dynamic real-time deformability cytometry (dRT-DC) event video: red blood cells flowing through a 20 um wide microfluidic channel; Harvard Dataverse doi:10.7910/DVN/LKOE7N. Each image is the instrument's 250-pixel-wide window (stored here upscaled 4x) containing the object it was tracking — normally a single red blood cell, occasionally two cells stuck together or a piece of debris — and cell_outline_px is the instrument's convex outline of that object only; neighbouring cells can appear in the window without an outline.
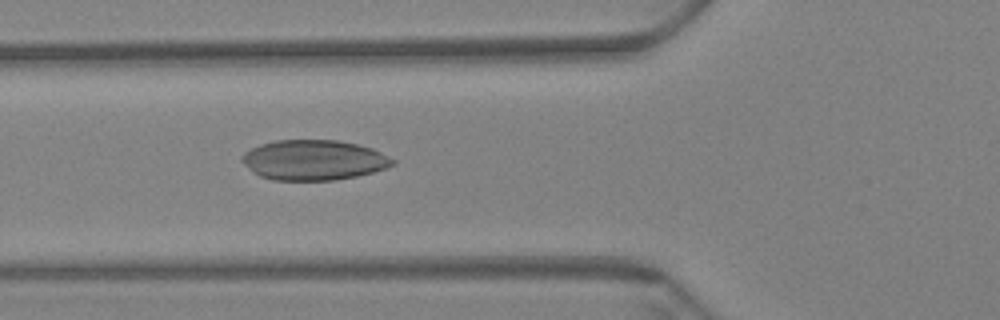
{"species": "Egyptian fruit bat (a non-hibernating species)", "species_latin": "Rousettus aegyptiacus", "temperature_condition": "warm", "stored_images_in_passage": 56, "camera_frame_rate_fps": 3000, "um_per_image_px": 0.085, "animal": {"sex": "female"}, "frame": {"image": 1, "passage_image": 22, "time_ms": 7.0, "image_size_px": [1000, 320], "cell_outline_px": [[396, 164], [372, 172], [356, 176], [332, 180], [272, 180], [260, 176], [252, 172], [240, 160], [240, 156], [244, 152], [260, 144], [276, 140], [336, 140], [356, 144], [372, 148], [396, 160]], "centroid_in_image_um": [26.63, 13.6], "position_along_channel_um": 99.2, "area_um2": 35.26}}
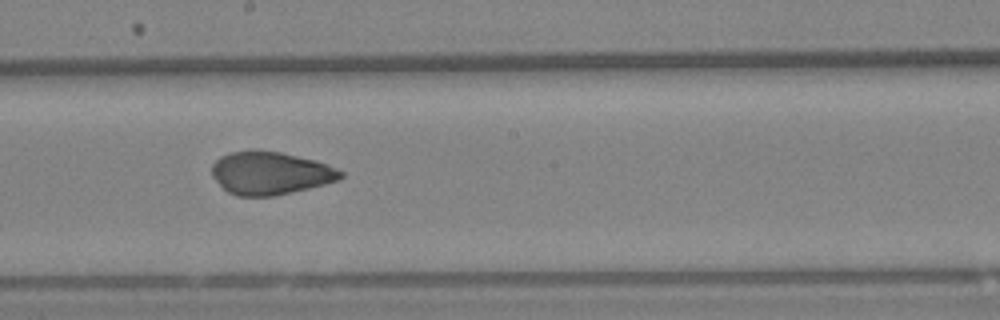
{"frame": {"image": 2, "passage_image": 33, "time_ms": 10.667, "image_size_px": [1000, 320], "cell_outline_px": [[344, 176], [336, 180], [324, 184], [308, 188], [272, 196], [236, 196], [228, 192], [212, 176], [212, 164], [220, 156], [232, 152], [252, 148], [256, 148], [280, 152], [316, 160], [344, 172]], "centroid_in_image_um": [22.94, 14.69], "position_along_channel_um": 225.3, "area_um2": 32.25}}
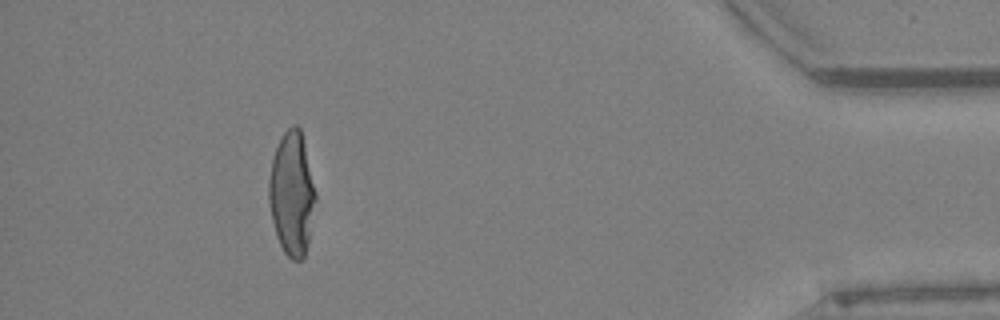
{"frame": {"image": 3, "passage_image": 54, "time_ms": 17.667, "image_size_px": [1000, 320], "cell_outline_px": [[316, 200], [308, 240], [304, 256], [300, 260], [292, 260], [284, 252], [276, 236], [272, 220], [268, 200], [268, 180], [272, 160], [276, 148], [284, 132], [292, 124], [296, 124], [300, 128], [316, 192]], "centroid_in_image_um": [24.79, 16.46], "position_along_channel_um": 410.4, "area_um2": 33.35}}